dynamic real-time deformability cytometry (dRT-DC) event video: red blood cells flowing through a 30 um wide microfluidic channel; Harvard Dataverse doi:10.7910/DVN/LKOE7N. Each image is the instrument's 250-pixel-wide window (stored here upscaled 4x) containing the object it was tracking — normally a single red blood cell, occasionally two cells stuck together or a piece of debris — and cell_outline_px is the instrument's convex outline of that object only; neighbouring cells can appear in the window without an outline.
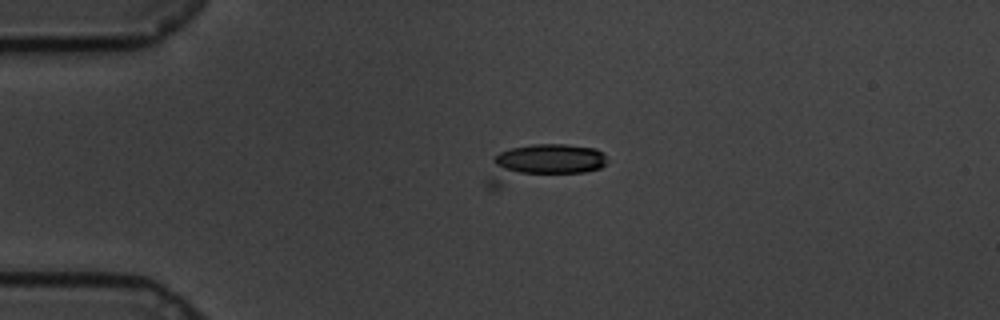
{"species": "common noctule bat (a hibernating species)", "species_latin": "Nyctalus noctula", "temperature_condition": "cold", "stored_images_in_passage": 15, "camera_frame_rate_fps": 3000, "um_per_image_px": 0.085, "animal": {"sex": "male", "body_mass_g": 19.5, "forearm_length_mm": 54.6}, "frame": {"image": 1, "passage_image": 1, "time_ms": 0.0, "image_size_px": [1000, 320], "cell_outline_px": [[604, 164], [600, 168], [584, 172], [492, 192], [484, 188], [484, 180], [492, 160], [500, 152], [512, 148], [532, 144], [564, 144], [596, 148], [604, 152]], "centroid_in_image_um": [45.89, 13.99], "position_along_channel_um": 39.1, "area_um2": 27.74}}
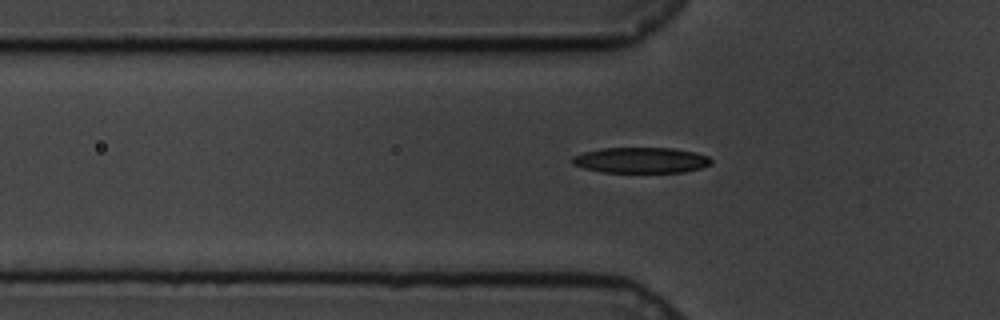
{"frame": {"image": 2, "passage_image": 7, "time_ms": 2.0, "image_size_px": [1000, 320], "cell_outline_px": [[712, 164], [700, 168], [684, 172], [600, 172], [584, 168], [572, 164], [572, 156], [584, 152], [604, 148], [672, 148], [692, 152], [708, 156], [712, 160]], "centroid_in_image_um": [54.47, 13.62], "position_along_channel_um": 71.3, "area_um2": 20.69}}